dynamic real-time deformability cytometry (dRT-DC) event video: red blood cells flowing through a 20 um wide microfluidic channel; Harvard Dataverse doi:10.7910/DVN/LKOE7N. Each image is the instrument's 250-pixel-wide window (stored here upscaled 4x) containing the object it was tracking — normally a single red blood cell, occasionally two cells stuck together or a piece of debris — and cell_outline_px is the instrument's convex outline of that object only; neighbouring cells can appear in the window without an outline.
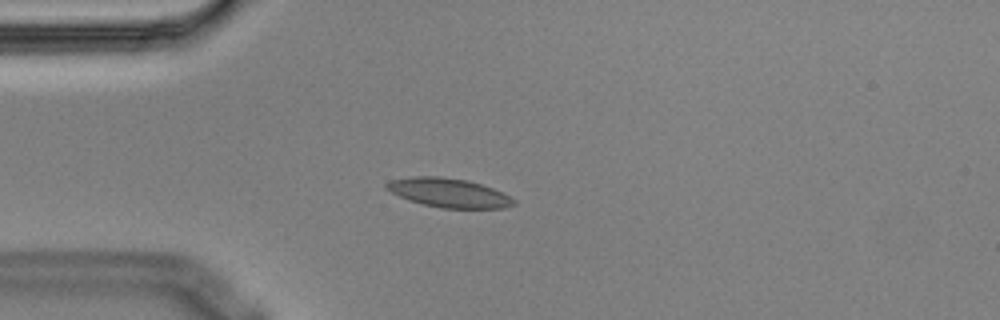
{"species": "Egyptian fruit bat (a non-hibernating species)", "species_latin": "Rousettus aegyptiacus", "temperature_condition": "cold", "stored_images_in_passage": 4, "camera_frame_rate_fps": 3000, "um_per_image_px": 0.085, "animal": {"sex": "male"}, "frame": {"image": 1, "passage_image": 4, "time_ms": 1.0, "image_size_px": [1000, 320], "cell_outline_px": [[516, 204], [504, 208], [440, 208], [408, 200], [384, 188], [384, 184], [392, 180], [412, 176], [440, 176], [468, 180], [504, 192], [516, 200]], "centroid_in_image_um": [38.17, 16.38], "position_along_channel_um": 46.8, "area_um2": 21.62}}